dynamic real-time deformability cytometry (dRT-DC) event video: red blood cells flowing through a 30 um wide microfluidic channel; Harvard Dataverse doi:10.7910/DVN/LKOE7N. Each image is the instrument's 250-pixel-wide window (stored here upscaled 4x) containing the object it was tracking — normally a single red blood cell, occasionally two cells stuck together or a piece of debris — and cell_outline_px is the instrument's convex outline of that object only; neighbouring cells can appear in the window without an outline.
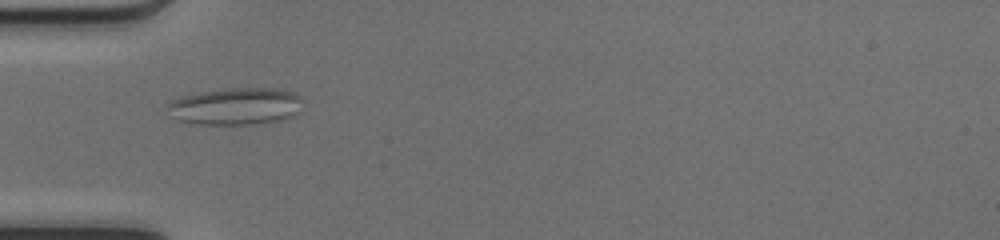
{"species": "common noctule bat (a hibernating species)", "species_latin": "Nyctalus noctula", "temperature_condition": "cold", "stored_images_in_passage": 53, "camera_frame_rate_fps": 3000, "um_per_image_px": 0.085, "animal": {"sex": "female", "body_mass_g": 17.0, "forearm_length_mm": 48.0}, "frame": {"image": 1, "passage_image": 17, "time_ms": 5.333, "image_size_px": [1000, 240], "cell_outline_px": [[300, 100], [292, 112], [288, 116], [276, 120], [252, 124], [200, 124], [180, 120], [168, 104], [172, 100], [184, 96], [200, 92], [232, 88], [276, 88], [288, 92], [296, 96]], "centroid_in_image_um": [19.97, 9.02], "position_along_channel_um": 65.0, "area_um2": 27.57}}
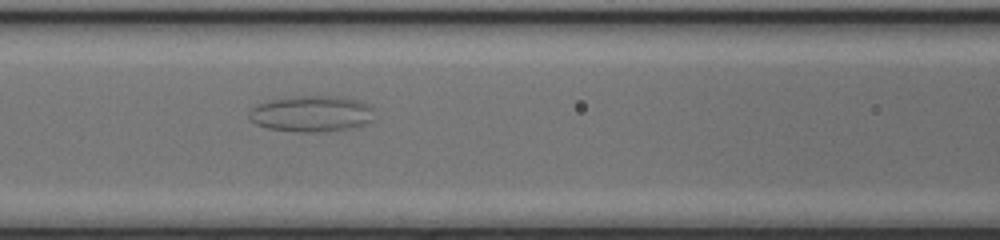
{"frame": {"image": 2, "passage_image": 23, "time_ms": 7.333, "image_size_px": [1000, 240], "cell_outline_px": [[372, 120], [364, 124], [348, 128], [316, 132], [296, 132], [268, 128], [256, 124], [248, 116], [248, 112], [252, 108], [260, 104], [272, 100], [300, 96], [340, 96], [360, 100], [368, 104], [372, 108]], "centroid_in_image_um": [26.49, 9.66], "position_along_channel_um": 140.1, "area_um2": 26.07}}
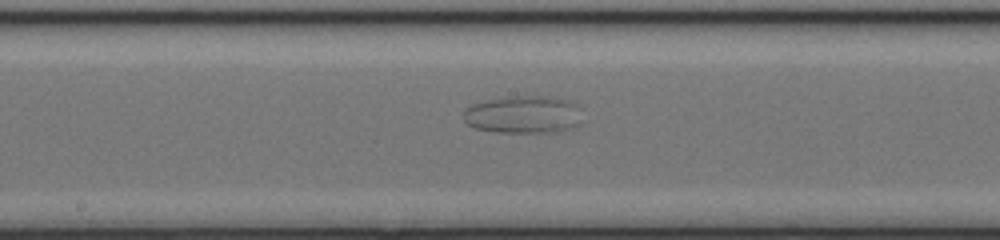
{"frame": {"image": 3, "passage_image": 28, "time_ms": 9.0, "image_size_px": [1000, 240], "cell_outline_px": [[572, 124], [556, 132], [496, 132], [476, 128], [468, 124], [464, 120], [464, 112], [472, 104], [488, 100], [524, 92], [564, 100], [572, 104]], "centroid_in_image_um": [44.24, 9.69], "position_along_channel_um": 204.0, "area_um2": 24.97}}